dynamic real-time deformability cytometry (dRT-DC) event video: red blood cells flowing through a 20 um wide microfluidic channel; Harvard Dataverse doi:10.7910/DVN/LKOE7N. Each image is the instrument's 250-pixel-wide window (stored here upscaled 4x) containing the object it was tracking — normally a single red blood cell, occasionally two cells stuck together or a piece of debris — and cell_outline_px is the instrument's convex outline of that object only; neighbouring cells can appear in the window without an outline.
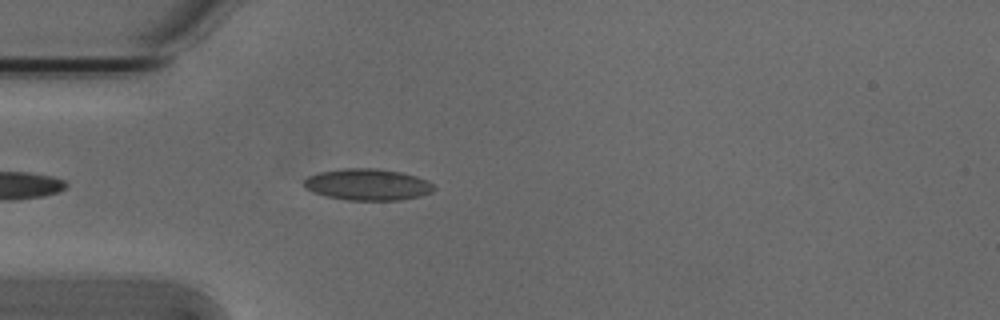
{"species": "Egyptian fruit bat (a non-hibernating species)", "species_latin": "Rousettus aegyptiacus", "temperature_condition": "cold", "stored_images_in_passage": 13, "camera_frame_rate_fps": 3000, "um_per_image_px": 0.085, "animal": {"sex": "male"}, "frame": {"image": 1, "passage_image": 2, "time_ms": 0.333, "image_size_px": [1000, 320], "cell_outline_px": [[436, 188], [432, 192], [420, 196], [400, 200], [348, 200], [328, 196], [312, 192], [304, 188], [304, 180], [308, 176], [320, 172], [344, 168], [376, 168], [400, 172], [416, 176], [428, 180]], "centroid_in_image_um": [31.26, 15.68], "position_along_channel_um": 53.7, "area_um2": 23.87}}